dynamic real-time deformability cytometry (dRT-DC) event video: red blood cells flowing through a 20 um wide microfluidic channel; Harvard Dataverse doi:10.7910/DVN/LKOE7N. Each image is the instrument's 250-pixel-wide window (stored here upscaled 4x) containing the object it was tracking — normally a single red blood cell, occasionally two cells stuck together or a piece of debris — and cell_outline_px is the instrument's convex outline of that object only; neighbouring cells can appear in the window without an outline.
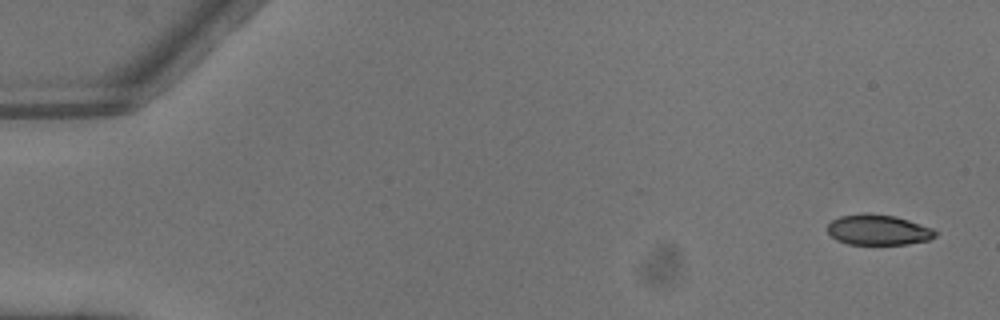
{"species": "common noctule bat (a hibernating species)", "species_latin": "Nyctalus noctula", "temperature_condition": "warm", "stored_images_in_passage": 5, "camera_frame_rate_fps": 3000, "um_per_image_px": 0.085, "animal": {"sex": "male", "body_mass_g": 13.3}, "frame": {"image": 1, "passage_image": 1, "time_ms": 0.0, "image_size_px": [1000, 320], "cell_outline_px": [[940, 232], [936, 236], [928, 240], [908, 244], [848, 244], [836, 240], [828, 232], [828, 224], [832, 220], [840, 216], [860, 212], [868, 212], [896, 216], [932, 228]], "centroid_in_image_um": [74.65, 19.52], "position_along_channel_um": 10.3, "area_um2": 19.36}}
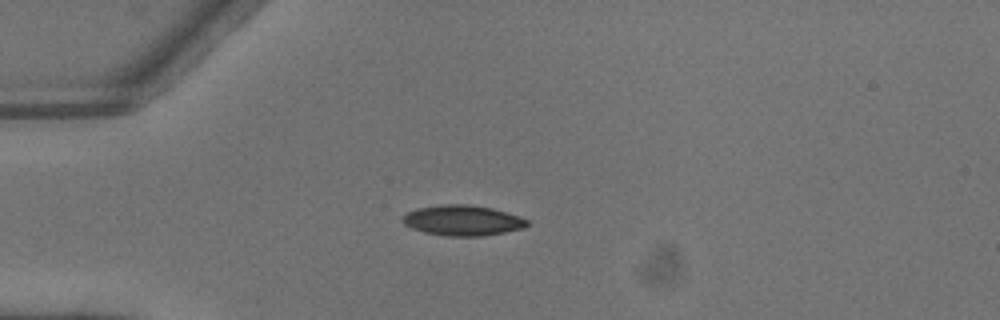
{"frame": {"image": 2, "passage_image": 4, "time_ms": 1.0, "image_size_px": [1000, 320], "cell_outline_px": [[528, 224], [524, 228], [504, 232], [480, 236], [444, 236], [424, 232], [412, 228], [404, 224], [400, 220], [408, 212], [416, 208], [444, 204], [468, 204], [492, 208], [528, 220]], "centroid_in_image_um": [39.28, 18.73], "position_along_channel_um": 45.7, "area_um2": 21.91}}